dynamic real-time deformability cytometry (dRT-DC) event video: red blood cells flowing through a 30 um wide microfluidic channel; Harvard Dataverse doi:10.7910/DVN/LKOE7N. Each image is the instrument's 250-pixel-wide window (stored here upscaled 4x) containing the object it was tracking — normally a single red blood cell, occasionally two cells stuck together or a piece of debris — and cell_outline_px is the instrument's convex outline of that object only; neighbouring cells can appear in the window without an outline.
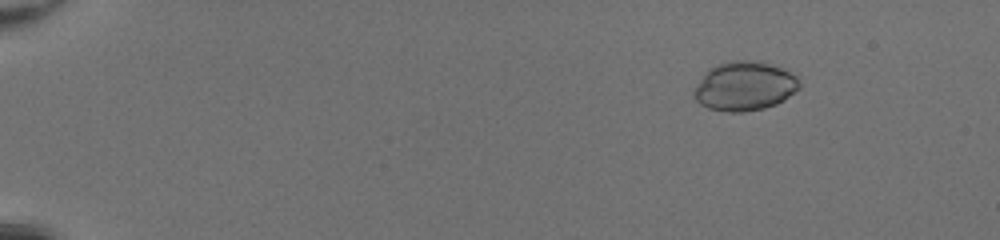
{"species": "common noctule bat (a hibernating species)", "species_latin": "Nyctalus noctula", "temperature_condition": "room temperature", "stored_images_in_passage": 51, "camera_frame_rate_fps": 3000, "um_per_image_px": 0.085, "animal": {"sex": "female", "body_mass_g": 20.0, "forearm_length_mm": 54.0}, "frame": {"image": 1, "passage_image": 8, "time_ms": 2.333, "image_size_px": [1000, 240], "cell_outline_px": [[800, 88], [784, 100], [776, 104], [764, 108], [744, 112], [728, 112], [708, 108], [700, 104], [696, 100], [692, 92], [692, 88], [716, 64], [732, 60], [752, 60], [768, 64], [780, 68], [796, 76], [800, 84]], "centroid_in_image_um": [63.27, 7.34], "position_along_channel_um": 21.7, "area_um2": 30.0}}
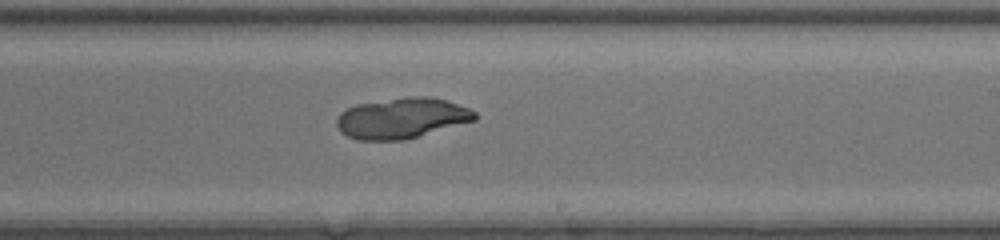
{"frame": {"image": 2, "passage_image": 34, "time_ms": 11.0, "image_size_px": [1000, 240], "cell_outline_px": [[476, 120], [404, 140], [360, 140], [348, 136], [340, 132], [336, 124], [336, 120], [340, 112], [356, 104], [408, 96], [428, 96], [448, 100], [468, 108], [476, 112]], "centroid_in_image_um": [34.15, 10.03], "position_along_channel_um": 254.9, "area_um2": 32.71}}
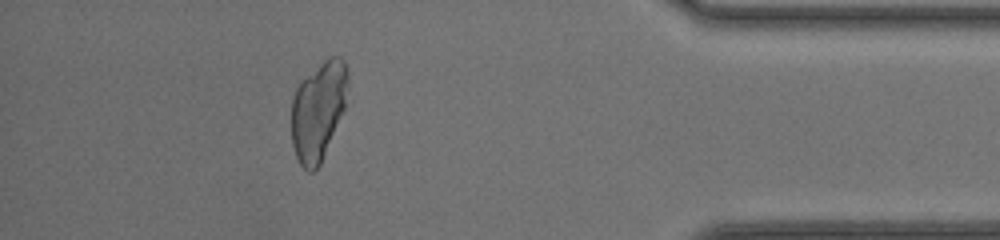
{"frame": {"image": 3, "passage_image": 47, "time_ms": 15.333, "image_size_px": [1000, 240], "cell_outline_px": [[348, 88], [344, 108], [320, 164], [312, 172], [308, 172], [300, 164], [296, 156], [292, 144], [292, 96], [300, 80], [328, 56], [340, 56], [344, 60], [348, 72]], "centroid_in_image_um": [27.05, 9.36], "position_along_channel_um": 408.2, "area_um2": 32.48}}